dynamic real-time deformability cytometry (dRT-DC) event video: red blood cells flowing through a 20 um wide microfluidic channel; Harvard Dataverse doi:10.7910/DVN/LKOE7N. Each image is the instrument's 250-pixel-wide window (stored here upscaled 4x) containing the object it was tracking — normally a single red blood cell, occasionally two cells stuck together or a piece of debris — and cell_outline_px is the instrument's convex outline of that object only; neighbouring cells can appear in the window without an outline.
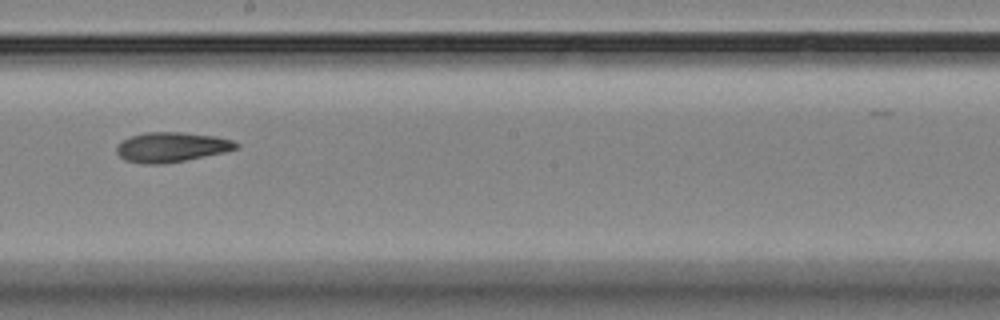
{"species": "Egyptian fruit bat (a non-hibernating species)", "species_latin": "Rousettus aegyptiacus", "temperature_condition": "room temperature", "stored_images_in_passage": 14, "camera_frame_rate_fps": 3000, "um_per_image_px": 0.085, "animal": {"sex": "female"}, "frame": {"image": 1, "passage_image": 10, "time_ms": 10.333, "image_size_px": [1000, 320], "cell_outline_px": [[240, 148], [224, 152], [184, 160], [160, 164], [144, 164], [124, 160], [116, 152], [116, 144], [120, 140], [144, 132], [184, 132], [216, 136], [232, 140], [240, 144]], "centroid_in_image_um": [14.56, 12.49], "position_along_channel_um": 233.6, "area_um2": 20.92}}
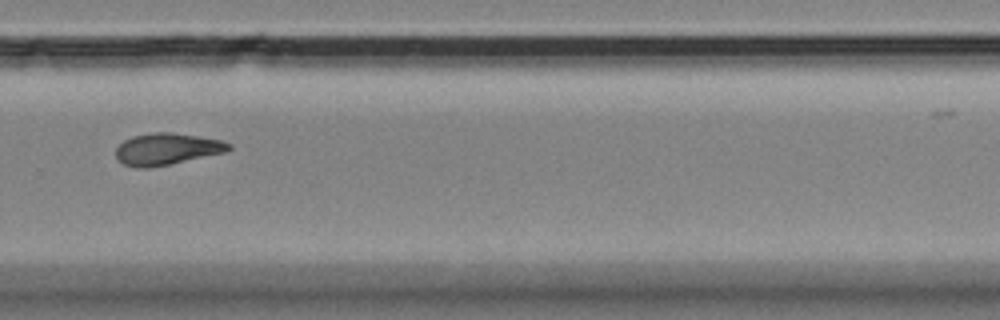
{"frame": {"image": 2, "passage_image": 12, "time_ms": 12.667, "image_size_px": [1000, 320], "cell_outline_px": [[232, 148], [228, 152], [148, 168], [136, 168], [124, 164], [116, 156], [116, 148], [124, 140], [132, 136], [152, 132], [172, 132], [200, 136], [220, 140], [232, 144]], "centroid_in_image_um": [14.21, 12.65], "position_along_channel_um": 315.6, "area_um2": 20.92}}
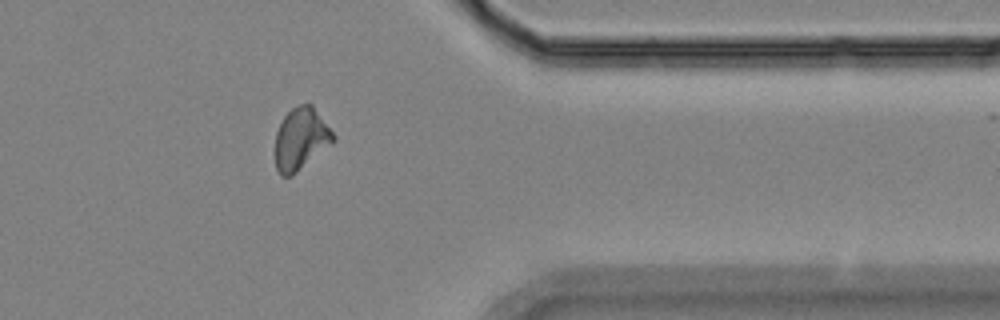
{"frame": {"image": 3, "passage_image": 14, "time_ms": 15.0, "image_size_px": [1000, 320], "cell_outline_px": [[336, 140], [292, 176], [280, 176], [276, 168], [276, 132], [284, 116], [292, 108], [308, 100], [312, 104], [336, 136]], "centroid_in_image_um": [25.59, 11.78], "position_along_channel_um": 385.8, "area_um2": 21.04}}